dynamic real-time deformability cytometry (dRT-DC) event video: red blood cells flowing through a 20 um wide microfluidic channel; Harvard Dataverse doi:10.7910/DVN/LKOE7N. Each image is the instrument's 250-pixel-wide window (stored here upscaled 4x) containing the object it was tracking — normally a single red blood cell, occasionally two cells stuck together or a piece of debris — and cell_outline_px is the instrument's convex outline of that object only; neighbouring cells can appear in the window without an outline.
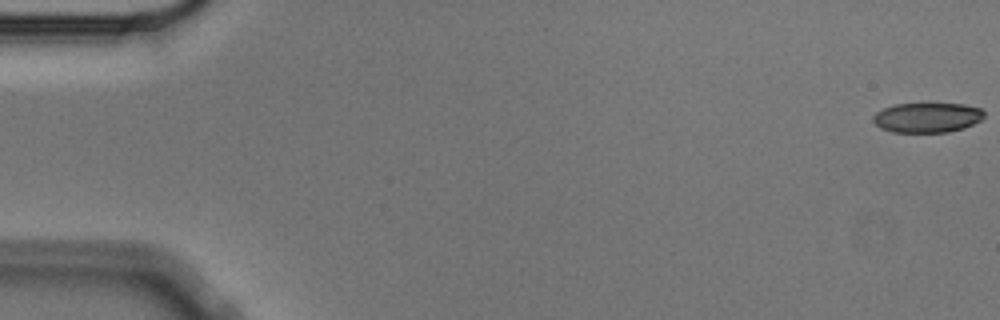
{"species": "Egyptian fruit bat (a non-hibernating species)", "species_latin": "Rousettus aegyptiacus", "temperature_condition": "cold", "stored_images_in_passage": 57, "camera_frame_rate_fps": 3000, "um_per_image_px": 0.085, "animal": {"sex": "male"}, "frame": {"image": 1, "passage_image": 1, "time_ms": 0.0, "image_size_px": [1000, 320], "cell_outline_px": [[984, 116], [980, 120], [964, 128], [948, 132], [892, 132], [880, 128], [872, 120], [872, 116], [876, 112], [884, 108], [896, 104], [964, 104], [980, 108], [984, 112]], "centroid_in_image_um": [78.79, 9.99], "position_along_channel_um": 6.2, "area_um2": 19.25}}
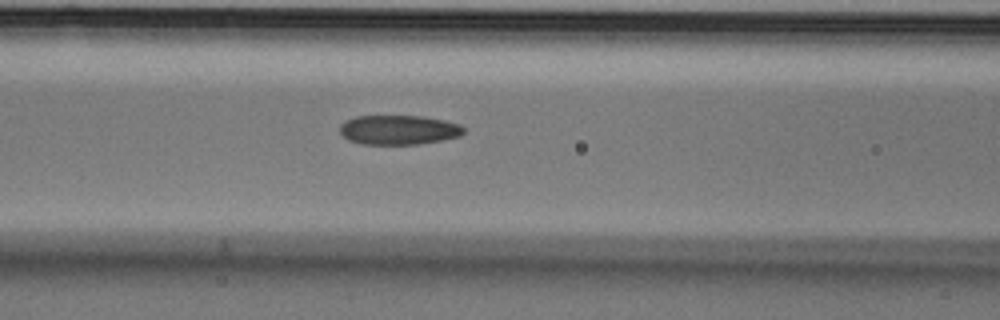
{"frame": {"image": 2, "passage_image": 24, "time_ms": 7.667, "image_size_px": [1000, 320], "cell_outline_px": [[464, 132], [460, 136], [420, 144], [360, 144], [348, 140], [340, 132], [340, 124], [356, 116], [424, 116], [444, 120], [460, 124], [464, 128]], "centroid_in_image_um": [33.89, 11.04], "position_along_channel_um": 132.7, "area_um2": 21.27}}
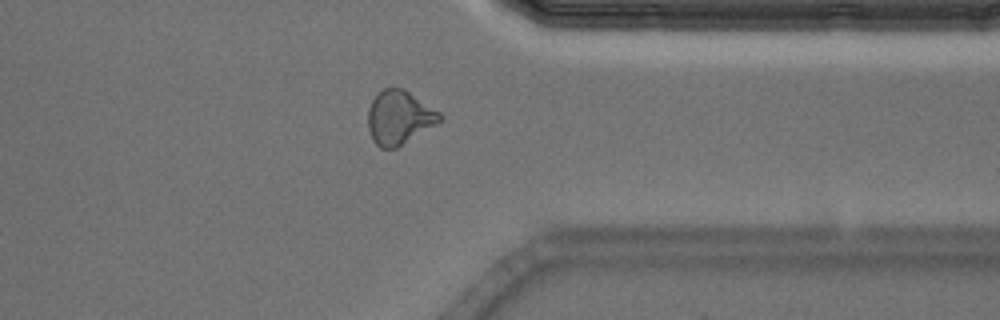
{"frame": {"image": 3, "passage_image": 45, "time_ms": 14.667, "image_size_px": [1000, 320], "cell_outline_px": [[444, 120], [396, 148], [380, 148], [372, 140], [368, 128], [368, 108], [372, 100], [384, 88], [404, 88], [440, 112], [444, 116]], "centroid_in_image_um": [33.95, 9.99], "position_along_channel_um": 377.4, "area_um2": 22.6}, "authors_computed_cell_mechanics": {"area_um2": 21.675, "velocity_mm_per_s": 3.5555, "shape_relaxation_time_tau1_ms": null, "shape_relaxation_time_tau2_ms": 2.8765, "deformation_change_tau1": null, "deformation_change_tau2": 0.0884}}